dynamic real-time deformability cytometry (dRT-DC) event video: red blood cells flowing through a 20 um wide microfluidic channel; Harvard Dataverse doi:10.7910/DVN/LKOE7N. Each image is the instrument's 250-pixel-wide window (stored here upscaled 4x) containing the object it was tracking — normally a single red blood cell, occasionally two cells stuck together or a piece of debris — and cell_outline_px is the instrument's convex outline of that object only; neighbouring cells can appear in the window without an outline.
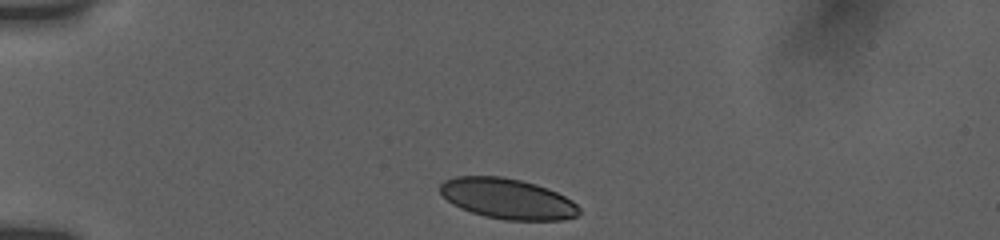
{"species": "human", "species_latin": "Homo sapiens", "temperature_condition": "room temperature", "stored_images_in_passage": 4, "camera_frame_rate_fps": 3000, "um_per_image_px": 0.085, "donor": {"sex": "female"}, "frame": {"image": 1, "passage_image": 1, "time_ms": 0.0, "image_size_px": [1000, 240], "cell_outline_px": [[580, 212], [576, 216], [560, 220], [504, 220], [484, 216], [460, 208], [452, 204], [440, 192], [440, 184], [444, 180], [456, 176], [504, 176], [536, 184], [548, 188], [572, 200], [580, 208]], "centroid_in_image_um": [43.13, 16.88], "position_along_channel_um": 41.9, "area_um2": 32.83}}
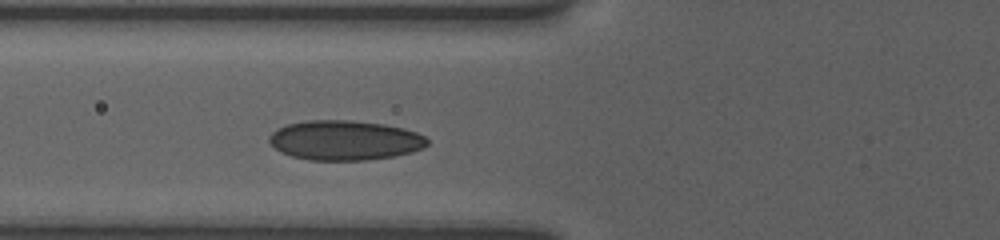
{"frame": {"image": 2, "passage_image": 4, "time_ms": 2.667, "image_size_px": [1000, 240], "cell_outline_px": [[428, 144], [424, 148], [412, 152], [396, 156], [364, 160], [308, 160], [292, 156], [280, 152], [268, 140], [268, 136], [276, 128], [288, 124], [308, 120], [352, 120], [384, 124], [404, 128], [416, 132], [424, 136], [428, 140]], "centroid_in_image_um": [29.31, 11.92], "position_along_channel_um": 96.5, "area_um2": 36.82}}